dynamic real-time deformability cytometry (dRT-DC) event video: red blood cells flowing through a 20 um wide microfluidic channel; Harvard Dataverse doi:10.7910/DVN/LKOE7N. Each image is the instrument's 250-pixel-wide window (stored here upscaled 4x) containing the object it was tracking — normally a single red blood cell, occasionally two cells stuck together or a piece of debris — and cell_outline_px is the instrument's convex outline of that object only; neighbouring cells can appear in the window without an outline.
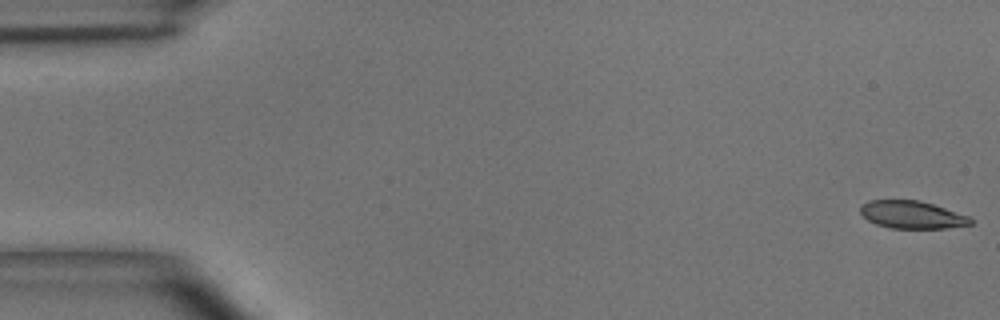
{"species": "common noctule bat (a hibernating species)", "species_latin": "Nyctalus noctula", "temperature_condition": "room temperature", "stored_images_in_passage": 5, "camera_frame_rate_fps": 3000, "um_per_image_px": 0.085, "animal": {"sex": "male", "body_mass_g": 15.6}, "frame": {"image": 1, "passage_image": 1, "time_ms": 0.0, "image_size_px": [1000, 320], "cell_outline_px": [[972, 224], [948, 228], [888, 228], [876, 224], [868, 220], [860, 212], [860, 204], [868, 200], [920, 200], [972, 216]], "centroid_in_image_um": [77.54, 18.25], "position_along_channel_um": 7.5, "area_um2": 17.98}}